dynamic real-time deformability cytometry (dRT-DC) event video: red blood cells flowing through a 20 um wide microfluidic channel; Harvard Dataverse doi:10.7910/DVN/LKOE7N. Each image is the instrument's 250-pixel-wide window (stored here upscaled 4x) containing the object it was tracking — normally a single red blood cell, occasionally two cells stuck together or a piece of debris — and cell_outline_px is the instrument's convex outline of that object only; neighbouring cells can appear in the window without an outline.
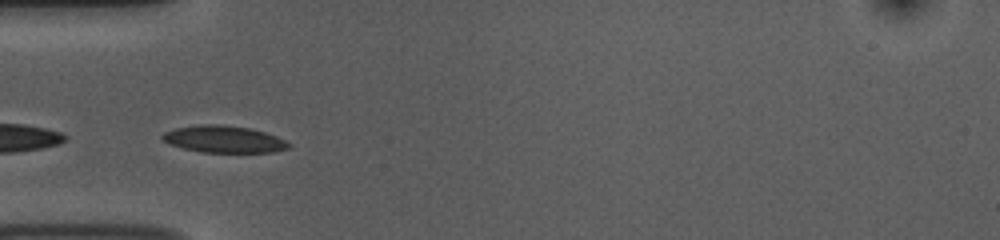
{"species": "common noctule bat (a hibernating species)", "species_latin": "Nyctalus noctula", "temperature_condition": "room temperature", "stored_images_in_passage": 16, "camera_frame_rate_fps": 3000, "um_per_image_px": 0.085, "animal": {"sex": "female", "body_mass_g": 10.0, "forearm_length_mm": 53.1}, "frame": {"image": 1, "passage_image": 10, "time_ms": 3.0, "image_size_px": [1000, 240], "cell_outline_px": [[292, 148], [272, 152], [200, 152], [168, 144], [160, 136], [164, 132], [176, 128], [200, 124], [220, 124], [248, 128], [264, 132], [276, 136], [292, 144]], "centroid_in_image_um": [19.03, 11.83], "position_along_channel_um": 66.0, "area_um2": 19.83}}